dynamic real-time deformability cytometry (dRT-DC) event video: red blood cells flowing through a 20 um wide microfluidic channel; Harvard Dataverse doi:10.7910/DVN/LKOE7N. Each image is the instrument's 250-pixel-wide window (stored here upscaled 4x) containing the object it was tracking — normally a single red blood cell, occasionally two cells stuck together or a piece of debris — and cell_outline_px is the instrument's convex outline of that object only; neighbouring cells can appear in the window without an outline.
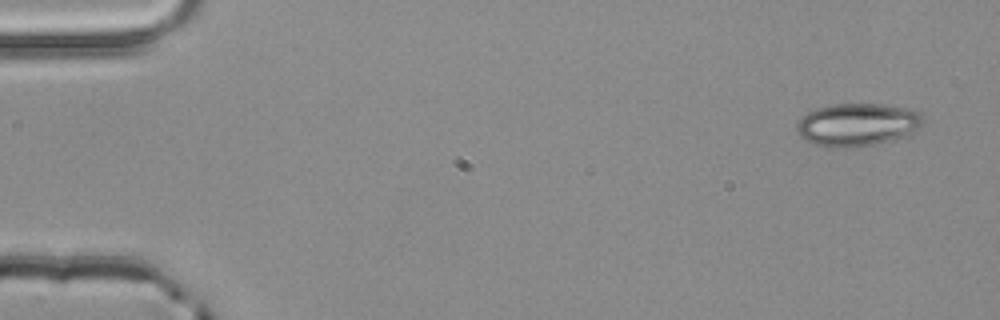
{"species": "common noctule bat (a hibernating species)", "species_latin": "Nyctalus noctula", "temperature_condition": "room temperature", "stored_images_in_passage": 4, "camera_frame_rate_fps": 3000, "um_per_image_px": 0.085, "animal": {"sex": "male", "body_mass_g": 20.4}, "frame": {"image": 1, "passage_image": 1, "time_ms": 0.0, "image_size_px": [1000, 320], "cell_outline_px": [[924, 120], [920, 128], [904, 136], [876, 144], [856, 148], [824, 148], [812, 144], [800, 136], [796, 132], [796, 124], [800, 116], [816, 108], [832, 104], [884, 104], [904, 108], [920, 112], [924, 116]], "centroid_in_image_um": [72.83, 10.61], "position_along_channel_um": 12.2, "area_um2": 32.08}}